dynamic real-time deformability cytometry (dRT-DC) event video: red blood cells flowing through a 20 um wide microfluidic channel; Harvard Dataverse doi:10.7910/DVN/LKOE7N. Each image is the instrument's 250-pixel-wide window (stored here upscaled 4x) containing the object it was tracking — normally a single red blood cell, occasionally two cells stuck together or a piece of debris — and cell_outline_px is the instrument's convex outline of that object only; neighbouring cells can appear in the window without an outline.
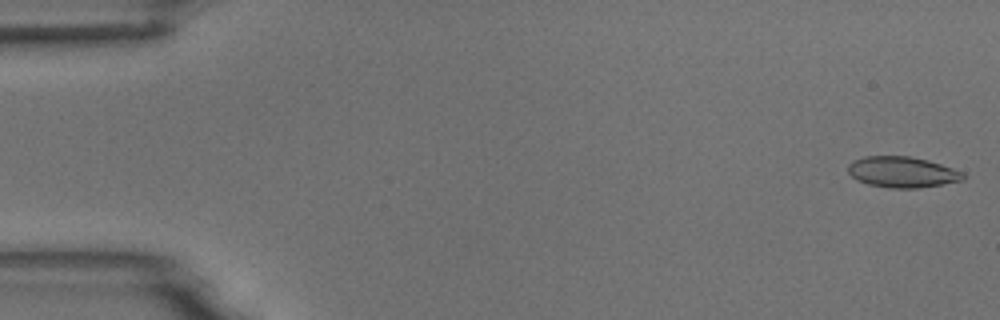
{"species": "common noctule bat (a hibernating species)", "species_latin": "Nyctalus noctula", "temperature_condition": "room temperature", "stored_images_in_passage": 6, "camera_frame_rate_fps": 3000, "um_per_image_px": 0.085, "animal": {"sex": "male", "body_mass_g": 18.8}, "frame": {"image": 1, "passage_image": 1, "time_ms": 0.0, "image_size_px": [1000, 320], "cell_outline_px": [[964, 180], [916, 188], [892, 188], [868, 184], [856, 180], [848, 172], [848, 164], [852, 160], [864, 156], [908, 156], [928, 160], [964, 172]], "centroid_in_image_um": [76.65, 14.62], "position_along_channel_um": 8.3, "area_um2": 20.63}}